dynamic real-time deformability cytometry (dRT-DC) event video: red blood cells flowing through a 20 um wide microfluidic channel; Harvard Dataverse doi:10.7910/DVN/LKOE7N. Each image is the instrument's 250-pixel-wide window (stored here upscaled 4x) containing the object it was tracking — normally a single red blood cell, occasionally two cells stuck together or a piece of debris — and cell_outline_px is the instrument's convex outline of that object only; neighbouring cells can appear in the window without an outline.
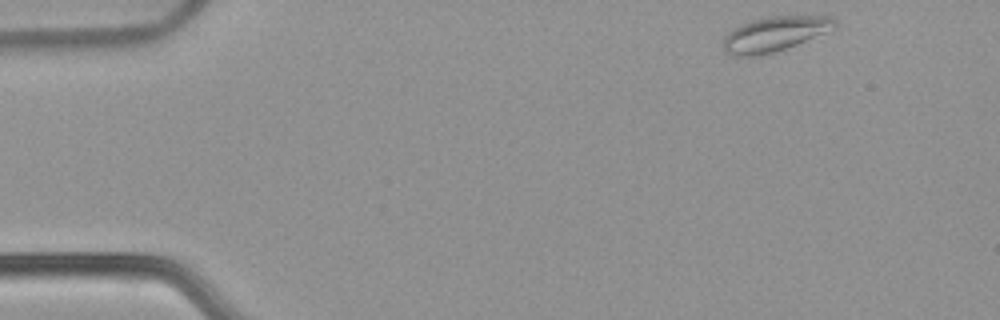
{"species": "common noctule bat (a hibernating species)", "species_latin": "Nyctalus noctula", "temperature_condition": "warm", "stored_images_in_passage": 11, "camera_frame_rate_fps": 3000, "um_per_image_px": 0.085, "animal": {"sex": "female", "body_mass_g": 22.7, "forearm_length_mm": 54.2}, "frame": {"image": 1, "passage_image": 1, "time_ms": 0.0, "image_size_px": [1000, 320], "cell_outline_px": [[836, 28], [796, 44], [772, 52], [756, 56], [732, 56], [724, 52], [720, 48], [720, 44], [724, 36], [732, 28], [748, 20], [768, 16], [832, 16], [836, 20]], "centroid_in_image_um": [65.75, 2.88], "position_along_channel_um": 19.2, "area_um2": 22.95}}